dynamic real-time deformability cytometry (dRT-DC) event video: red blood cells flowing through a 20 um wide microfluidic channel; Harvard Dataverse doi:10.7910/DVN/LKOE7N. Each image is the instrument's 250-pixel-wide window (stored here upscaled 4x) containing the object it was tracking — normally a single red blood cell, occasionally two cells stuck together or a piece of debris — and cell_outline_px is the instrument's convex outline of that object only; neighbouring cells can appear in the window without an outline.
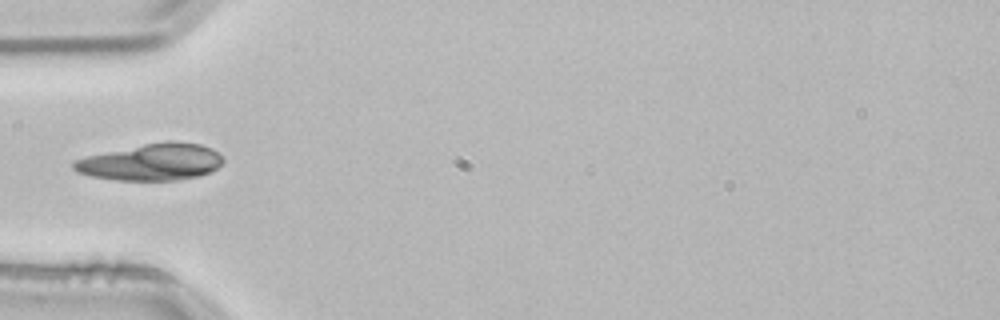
{"species": "common noctule bat (a hibernating species)", "species_latin": "Nyctalus noctula", "temperature_condition": "room temperature", "stored_images_in_passage": 3, "camera_frame_rate_fps": 3000, "um_per_image_px": 0.085, "animal": {"sex": "male", "body_mass_g": 21.5, "forearm_length_mm": 52.0}, "frame": {"image": 1, "passage_image": 3, "time_ms": 0.667, "image_size_px": [1000, 320], "cell_outline_px": [[224, 160], [212, 172], [200, 176], [176, 180], [116, 180], [92, 176], [76, 172], [72, 168], [72, 164], [76, 160], [88, 156], [144, 144], [168, 140], [200, 144], [212, 148]], "centroid_in_image_um": [12.89, 13.78], "position_along_channel_um": 72.1, "area_um2": 31.73}}